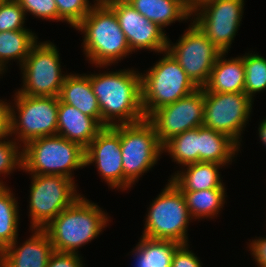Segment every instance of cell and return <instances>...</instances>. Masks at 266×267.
I'll return each instance as SVG.
<instances>
[{
    "mask_svg": "<svg viewBox=\"0 0 266 267\" xmlns=\"http://www.w3.org/2000/svg\"><path fill=\"white\" fill-rule=\"evenodd\" d=\"M245 67L244 92L253 101L255 93L266 90V58L257 53H245L243 55Z\"/></svg>",
    "mask_w": 266,
    "mask_h": 267,
    "instance_id": "29",
    "label": "cell"
},
{
    "mask_svg": "<svg viewBox=\"0 0 266 267\" xmlns=\"http://www.w3.org/2000/svg\"><path fill=\"white\" fill-rule=\"evenodd\" d=\"M163 152L181 167L199 162V127L170 138L163 144Z\"/></svg>",
    "mask_w": 266,
    "mask_h": 267,
    "instance_id": "28",
    "label": "cell"
},
{
    "mask_svg": "<svg viewBox=\"0 0 266 267\" xmlns=\"http://www.w3.org/2000/svg\"><path fill=\"white\" fill-rule=\"evenodd\" d=\"M14 96L10 136L15 135L14 139L21 147L31 140L57 135L58 97H33L17 91Z\"/></svg>",
    "mask_w": 266,
    "mask_h": 267,
    "instance_id": "8",
    "label": "cell"
},
{
    "mask_svg": "<svg viewBox=\"0 0 266 267\" xmlns=\"http://www.w3.org/2000/svg\"><path fill=\"white\" fill-rule=\"evenodd\" d=\"M171 43L168 38L167 51L178 61L192 82L198 88H203L222 52L192 21L177 42Z\"/></svg>",
    "mask_w": 266,
    "mask_h": 267,
    "instance_id": "12",
    "label": "cell"
},
{
    "mask_svg": "<svg viewBox=\"0 0 266 267\" xmlns=\"http://www.w3.org/2000/svg\"><path fill=\"white\" fill-rule=\"evenodd\" d=\"M252 240V241H251ZM249 242V251L258 267H266V237H257Z\"/></svg>",
    "mask_w": 266,
    "mask_h": 267,
    "instance_id": "36",
    "label": "cell"
},
{
    "mask_svg": "<svg viewBox=\"0 0 266 267\" xmlns=\"http://www.w3.org/2000/svg\"><path fill=\"white\" fill-rule=\"evenodd\" d=\"M58 98L83 114L95 118L102 125L101 110L93 92L89 73L66 74Z\"/></svg>",
    "mask_w": 266,
    "mask_h": 267,
    "instance_id": "19",
    "label": "cell"
},
{
    "mask_svg": "<svg viewBox=\"0 0 266 267\" xmlns=\"http://www.w3.org/2000/svg\"><path fill=\"white\" fill-rule=\"evenodd\" d=\"M149 70L141 74V103L145 118L158 108L174 103L198 87L167 50Z\"/></svg>",
    "mask_w": 266,
    "mask_h": 267,
    "instance_id": "5",
    "label": "cell"
},
{
    "mask_svg": "<svg viewBox=\"0 0 266 267\" xmlns=\"http://www.w3.org/2000/svg\"><path fill=\"white\" fill-rule=\"evenodd\" d=\"M23 169L35 175H61L74 180L85 167V149L59 135L29 141L22 147Z\"/></svg>",
    "mask_w": 266,
    "mask_h": 267,
    "instance_id": "4",
    "label": "cell"
},
{
    "mask_svg": "<svg viewBox=\"0 0 266 267\" xmlns=\"http://www.w3.org/2000/svg\"><path fill=\"white\" fill-rule=\"evenodd\" d=\"M244 2L200 0L191 7V21L222 53H228L242 23Z\"/></svg>",
    "mask_w": 266,
    "mask_h": 267,
    "instance_id": "11",
    "label": "cell"
},
{
    "mask_svg": "<svg viewBox=\"0 0 266 267\" xmlns=\"http://www.w3.org/2000/svg\"><path fill=\"white\" fill-rule=\"evenodd\" d=\"M115 12L131 52L148 50L162 53L167 50L168 36L157 24L142 16L126 0L106 2Z\"/></svg>",
    "mask_w": 266,
    "mask_h": 267,
    "instance_id": "15",
    "label": "cell"
},
{
    "mask_svg": "<svg viewBox=\"0 0 266 267\" xmlns=\"http://www.w3.org/2000/svg\"><path fill=\"white\" fill-rule=\"evenodd\" d=\"M7 0H0V5L5 3Z\"/></svg>",
    "mask_w": 266,
    "mask_h": 267,
    "instance_id": "41",
    "label": "cell"
},
{
    "mask_svg": "<svg viewBox=\"0 0 266 267\" xmlns=\"http://www.w3.org/2000/svg\"><path fill=\"white\" fill-rule=\"evenodd\" d=\"M239 151L240 146L228 135L204 125L199 127V162H214L225 167Z\"/></svg>",
    "mask_w": 266,
    "mask_h": 267,
    "instance_id": "23",
    "label": "cell"
},
{
    "mask_svg": "<svg viewBox=\"0 0 266 267\" xmlns=\"http://www.w3.org/2000/svg\"><path fill=\"white\" fill-rule=\"evenodd\" d=\"M26 14L16 0H7L0 5V32L25 28Z\"/></svg>",
    "mask_w": 266,
    "mask_h": 267,
    "instance_id": "32",
    "label": "cell"
},
{
    "mask_svg": "<svg viewBox=\"0 0 266 267\" xmlns=\"http://www.w3.org/2000/svg\"><path fill=\"white\" fill-rule=\"evenodd\" d=\"M146 119L154 126L162 145L175 135L203 126L204 89L198 88L174 103L158 108Z\"/></svg>",
    "mask_w": 266,
    "mask_h": 267,
    "instance_id": "14",
    "label": "cell"
},
{
    "mask_svg": "<svg viewBox=\"0 0 266 267\" xmlns=\"http://www.w3.org/2000/svg\"><path fill=\"white\" fill-rule=\"evenodd\" d=\"M19 206L9 186L0 187V252L18 239Z\"/></svg>",
    "mask_w": 266,
    "mask_h": 267,
    "instance_id": "27",
    "label": "cell"
},
{
    "mask_svg": "<svg viewBox=\"0 0 266 267\" xmlns=\"http://www.w3.org/2000/svg\"><path fill=\"white\" fill-rule=\"evenodd\" d=\"M143 237L188 243V225L194 220L182 191L169 179L147 210Z\"/></svg>",
    "mask_w": 266,
    "mask_h": 267,
    "instance_id": "6",
    "label": "cell"
},
{
    "mask_svg": "<svg viewBox=\"0 0 266 267\" xmlns=\"http://www.w3.org/2000/svg\"><path fill=\"white\" fill-rule=\"evenodd\" d=\"M3 73H5V72L0 68V76H1V74L3 75Z\"/></svg>",
    "mask_w": 266,
    "mask_h": 267,
    "instance_id": "42",
    "label": "cell"
},
{
    "mask_svg": "<svg viewBox=\"0 0 266 267\" xmlns=\"http://www.w3.org/2000/svg\"><path fill=\"white\" fill-rule=\"evenodd\" d=\"M253 102L245 92H204L203 125L228 135L240 146Z\"/></svg>",
    "mask_w": 266,
    "mask_h": 267,
    "instance_id": "13",
    "label": "cell"
},
{
    "mask_svg": "<svg viewBox=\"0 0 266 267\" xmlns=\"http://www.w3.org/2000/svg\"><path fill=\"white\" fill-rule=\"evenodd\" d=\"M191 6H194L200 0H186Z\"/></svg>",
    "mask_w": 266,
    "mask_h": 267,
    "instance_id": "39",
    "label": "cell"
},
{
    "mask_svg": "<svg viewBox=\"0 0 266 267\" xmlns=\"http://www.w3.org/2000/svg\"><path fill=\"white\" fill-rule=\"evenodd\" d=\"M103 128L95 118L59 100L57 135L86 149Z\"/></svg>",
    "mask_w": 266,
    "mask_h": 267,
    "instance_id": "18",
    "label": "cell"
},
{
    "mask_svg": "<svg viewBox=\"0 0 266 267\" xmlns=\"http://www.w3.org/2000/svg\"><path fill=\"white\" fill-rule=\"evenodd\" d=\"M120 144L123 159L122 191H125L157 165L163 145L147 119L134 124H120Z\"/></svg>",
    "mask_w": 266,
    "mask_h": 267,
    "instance_id": "7",
    "label": "cell"
},
{
    "mask_svg": "<svg viewBox=\"0 0 266 267\" xmlns=\"http://www.w3.org/2000/svg\"><path fill=\"white\" fill-rule=\"evenodd\" d=\"M25 14L36 18L59 22V15L55 0H16Z\"/></svg>",
    "mask_w": 266,
    "mask_h": 267,
    "instance_id": "33",
    "label": "cell"
},
{
    "mask_svg": "<svg viewBox=\"0 0 266 267\" xmlns=\"http://www.w3.org/2000/svg\"><path fill=\"white\" fill-rule=\"evenodd\" d=\"M37 39L36 33L29 29L0 32V68L4 72L8 70L7 64L11 60L21 66Z\"/></svg>",
    "mask_w": 266,
    "mask_h": 267,
    "instance_id": "25",
    "label": "cell"
},
{
    "mask_svg": "<svg viewBox=\"0 0 266 267\" xmlns=\"http://www.w3.org/2000/svg\"><path fill=\"white\" fill-rule=\"evenodd\" d=\"M59 21L75 28L90 12L94 4L89 0H55Z\"/></svg>",
    "mask_w": 266,
    "mask_h": 267,
    "instance_id": "31",
    "label": "cell"
},
{
    "mask_svg": "<svg viewBox=\"0 0 266 267\" xmlns=\"http://www.w3.org/2000/svg\"><path fill=\"white\" fill-rule=\"evenodd\" d=\"M258 132L259 139L262 141L263 146L266 147V118L260 122Z\"/></svg>",
    "mask_w": 266,
    "mask_h": 267,
    "instance_id": "38",
    "label": "cell"
},
{
    "mask_svg": "<svg viewBox=\"0 0 266 267\" xmlns=\"http://www.w3.org/2000/svg\"><path fill=\"white\" fill-rule=\"evenodd\" d=\"M189 244H181L175 251L171 267H202L201 261L189 250Z\"/></svg>",
    "mask_w": 266,
    "mask_h": 267,
    "instance_id": "34",
    "label": "cell"
},
{
    "mask_svg": "<svg viewBox=\"0 0 266 267\" xmlns=\"http://www.w3.org/2000/svg\"><path fill=\"white\" fill-rule=\"evenodd\" d=\"M227 53H221L213 69L207 84L203 87L204 92L214 93H237L244 92L245 67L243 56L226 59Z\"/></svg>",
    "mask_w": 266,
    "mask_h": 267,
    "instance_id": "21",
    "label": "cell"
},
{
    "mask_svg": "<svg viewBox=\"0 0 266 267\" xmlns=\"http://www.w3.org/2000/svg\"><path fill=\"white\" fill-rule=\"evenodd\" d=\"M95 2H107V1H110V0H94Z\"/></svg>",
    "mask_w": 266,
    "mask_h": 267,
    "instance_id": "40",
    "label": "cell"
},
{
    "mask_svg": "<svg viewBox=\"0 0 266 267\" xmlns=\"http://www.w3.org/2000/svg\"><path fill=\"white\" fill-rule=\"evenodd\" d=\"M142 16L164 30L175 21L191 19V5L186 0H126Z\"/></svg>",
    "mask_w": 266,
    "mask_h": 267,
    "instance_id": "22",
    "label": "cell"
},
{
    "mask_svg": "<svg viewBox=\"0 0 266 267\" xmlns=\"http://www.w3.org/2000/svg\"><path fill=\"white\" fill-rule=\"evenodd\" d=\"M101 110L102 126L134 124L145 118L141 103V74L119 69L90 75Z\"/></svg>",
    "mask_w": 266,
    "mask_h": 267,
    "instance_id": "1",
    "label": "cell"
},
{
    "mask_svg": "<svg viewBox=\"0 0 266 267\" xmlns=\"http://www.w3.org/2000/svg\"><path fill=\"white\" fill-rule=\"evenodd\" d=\"M110 216L97 203L83 195L65 208L45 228L54 251L77 253L78 249L99 237Z\"/></svg>",
    "mask_w": 266,
    "mask_h": 267,
    "instance_id": "3",
    "label": "cell"
},
{
    "mask_svg": "<svg viewBox=\"0 0 266 267\" xmlns=\"http://www.w3.org/2000/svg\"><path fill=\"white\" fill-rule=\"evenodd\" d=\"M11 103L0 99V139L10 135Z\"/></svg>",
    "mask_w": 266,
    "mask_h": 267,
    "instance_id": "37",
    "label": "cell"
},
{
    "mask_svg": "<svg viewBox=\"0 0 266 267\" xmlns=\"http://www.w3.org/2000/svg\"><path fill=\"white\" fill-rule=\"evenodd\" d=\"M120 124L104 127L85 149V167L94 163L112 189H123Z\"/></svg>",
    "mask_w": 266,
    "mask_h": 267,
    "instance_id": "16",
    "label": "cell"
},
{
    "mask_svg": "<svg viewBox=\"0 0 266 267\" xmlns=\"http://www.w3.org/2000/svg\"><path fill=\"white\" fill-rule=\"evenodd\" d=\"M189 213L196 219H214L222 210L227 194L226 188L208 189L202 191L182 192ZM202 218V219H201Z\"/></svg>",
    "mask_w": 266,
    "mask_h": 267,
    "instance_id": "26",
    "label": "cell"
},
{
    "mask_svg": "<svg viewBox=\"0 0 266 267\" xmlns=\"http://www.w3.org/2000/svg\"><path fill=\"white\" fill-rule=\"evenodd\" d=\"M181 244L172 240L140 237L131 251L135 265L133 267H171L172 258Z\"/></svg>",
    "mask_w": 266,
    "mask_h": 267,
    "instance_id": "24",
    "label": "cell"
},
{
    "mask_svg": "<svg viewBox=\"0 0 266 267\" xmlns=\"http://www.w3.org/2000/svg\"><path fill=\"white\" fill-rule=\"evenodd\" d=\"M88 15L75 27L83 35V51L95 67L107 68L133 54L114 10L106 2H93Z\"/></svg>",
    "mask_w": 266,
    "mask_h": 267,
    "instance_id": "2",
    "label": "cell"
},
{
    "mask_svg": "<svg viewBox=\"0 0 266 267\" xmlns=\"http://www.w3.org/2000/svg\"><path fill=\"white\" fill-rule=\"evenodd\" d=\"M80 254L53 251L46 267H84Z\"/></svg>",
    "mask_w": 266,
    "mask_h": 267,
    "instance_id": "35",
    "label": "cell"
},
{
    "mask_svg": "<svg viewBox=\"0 0 266 267\" xmlns=\"http://www.w3.org/2000/svg\"><path fill=\"white\" fill-rule=\"evenodd\" d=\"M32 235L19 244L17 239L0 252V267H46L54 251L44 229H30ZM19 244V246H18Z\"/></svg>",
    "mask_w": 266,
    "mask_h": 267,
    "instance_id": "17",
    "label": "cell"
},
{
    "mask_svg": "<svg viewBox=\"0 0 266 267\" xmlns=\"http://www.w3.org/2000/svg\"><path fill=\"white\" fill-rule=\"evenodd\" d=\"M10 137L9 135L0 139V177L4 174V178L16 169L18 171L23 169L22 147L14 138L9 140ZM0 187H6L2 179L0 180Z\"/></svg>",
    "mask_w": 266,
    "mask_h": 267,
    "instance_id": "30",
    "label": "cell"
},
{
    "mask_svg": "<svg viewBox=\"0 0 266 267\" xmlns=\"http://www.w3.org/2000/svg\"><path fill=\"white\" fill-rule=\"evenodd\" d=\"M59 54L53 42H37L20 66L23 86L17 92L33 97H58L66 77Z\"/></svg>",
    "mask_w": 266,
    "mask_h": 267,
    "instance_id": "10",
    "label": "cell"
},
{
    "mask_svg": "<svg viewBox=\"0 0 266 267\" xmlns=\"http://www.w3.org/2000/svg\"><path fill=\"white\" fill-rule=\"evenodd\" d=\"M224 165L214 162H196L185 165L171 175L170 180L182 191L193 192L225 188L219 169ZM186 167V168H185Z\"/></svg>",
    "mask_w": 266,
    "mask_h": 267,
    "instance_id": "20",
    "label": "cell"
},
{
    "mask_svg": "<svg viewBox=\"0 0 266 267\" xmlns=\"http://www.w3.org/2000/svg\"><path fill=\"white\" fill-rule=\"evenodd\" d=\"M31 175L29 195L30 229H44L82 194L75 180L61 175Z\"/></svg>",
    "mask_w": 266,
    "mask_h": 267,
    "instance_id": "9",
    "label": "cell"
}]
</instances>
